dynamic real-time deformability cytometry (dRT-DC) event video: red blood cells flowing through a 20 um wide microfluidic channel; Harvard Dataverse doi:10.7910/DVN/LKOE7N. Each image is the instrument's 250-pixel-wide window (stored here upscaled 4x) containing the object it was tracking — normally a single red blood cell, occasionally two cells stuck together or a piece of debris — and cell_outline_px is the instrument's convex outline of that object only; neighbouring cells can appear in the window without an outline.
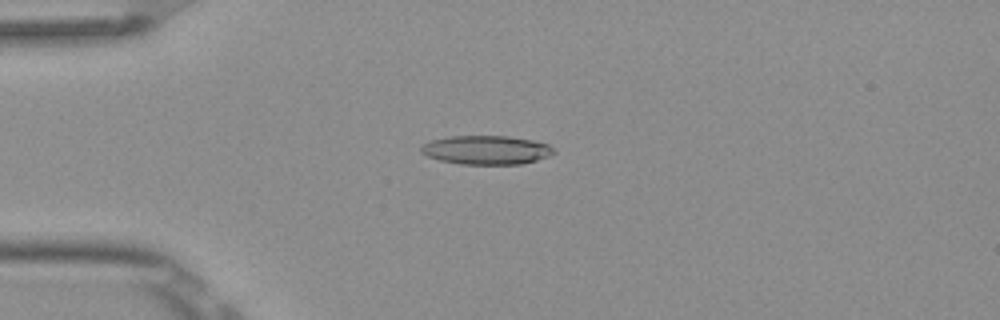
{"species": "Egyptian fruit bat (a non-hibernating species)", "species_latin": "Rousettus aegyptiacus", "temperature_condition": "room temperature", "stored_images_in_passage": 6, "camera_frame_rate_fps": 3000, "um_per_image_px": 0.085, "frame": {"image": 1, "passage_image": 4, "time_ms": 1.0, "image_size_px": [1000, 320], "cell_outline_px": [[556, 152], [548, 156], [536, 160], [520, 164], [460, 164], [440, 160], [428, 156], [420, 152], [420, 148], [424, 144], [432, 140], [448, 136], [508, 136], [532, 140], [548, 144]], "centroid_in_image_um": [41.33, 12.74], "position_along_channel_um": 43.7, "area_um2": 22.2}}
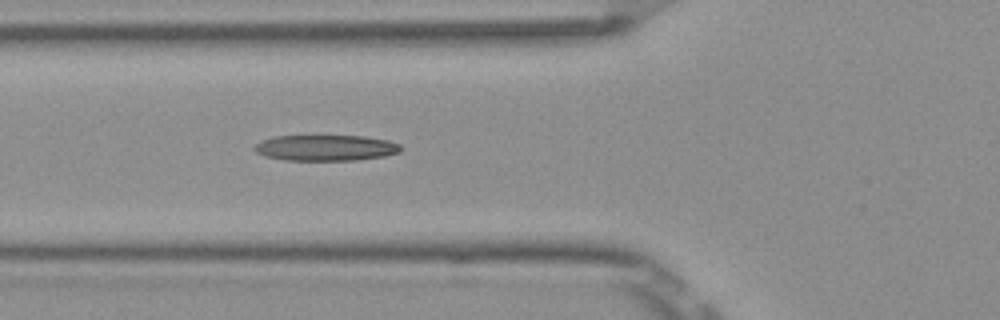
{"frame": {"image": 2, "passage_image": 6, "time_ms": 1.667, "image_size_px": [1000, 320], "cell_outline_px": [[404, 148], [400, 152], [384, 156], [356, 160], [284, 160], [264, 156], [256, 152], [252, 148], [256, 144], [272, 136], [364, 136], [388, 140], [400, 144]], "centroid_in_image_um": [27.71, 12.56], "position_along_channel_um": 98.1, "area_um2": 22.14}}